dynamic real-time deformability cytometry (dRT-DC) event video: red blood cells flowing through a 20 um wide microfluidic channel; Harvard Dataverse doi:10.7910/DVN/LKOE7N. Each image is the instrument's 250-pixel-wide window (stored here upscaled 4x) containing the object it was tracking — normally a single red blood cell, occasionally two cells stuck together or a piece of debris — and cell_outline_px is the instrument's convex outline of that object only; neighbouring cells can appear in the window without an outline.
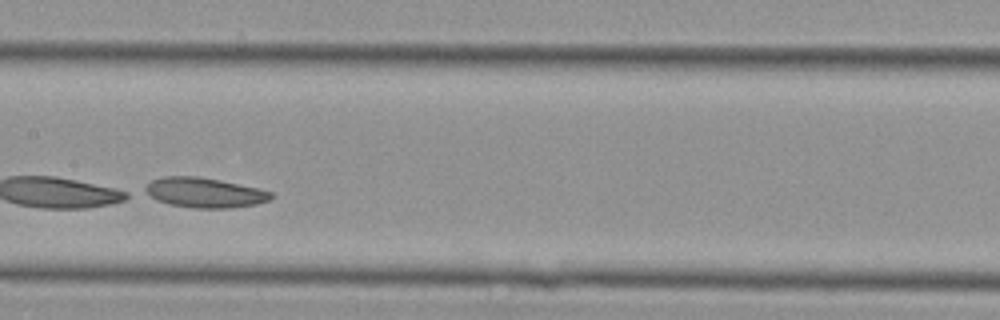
{"species": "Egyptian fruit bat (a non-hibernating species)", "species_latin": "Rousettus aegyptiacus", "temperature_condition": "cold", "stored_images_in_passage": 16, "camera_frame_rate_fps": 3000, "um_per_image_px": 0.085, "animal": {"sex": "female"}, "frame": {"image": 1, "passage_image": 14, "time_ms": 4.333, "image_size_px": [1000, 320], "cell_outline_px": [[272, 196], [268, 200], [256, 204], [232, 208], [196, 208], [168, 204], [156, 200], [144, 192], [144, 188], [152, 180], [164, 176], [196, 176], [220, 180], [260, 188], [272, 192]], "centroid_in_image_um": [17.37, 16.37], "position_along_channel_um": 190.0, "area_um2": 21.96}}